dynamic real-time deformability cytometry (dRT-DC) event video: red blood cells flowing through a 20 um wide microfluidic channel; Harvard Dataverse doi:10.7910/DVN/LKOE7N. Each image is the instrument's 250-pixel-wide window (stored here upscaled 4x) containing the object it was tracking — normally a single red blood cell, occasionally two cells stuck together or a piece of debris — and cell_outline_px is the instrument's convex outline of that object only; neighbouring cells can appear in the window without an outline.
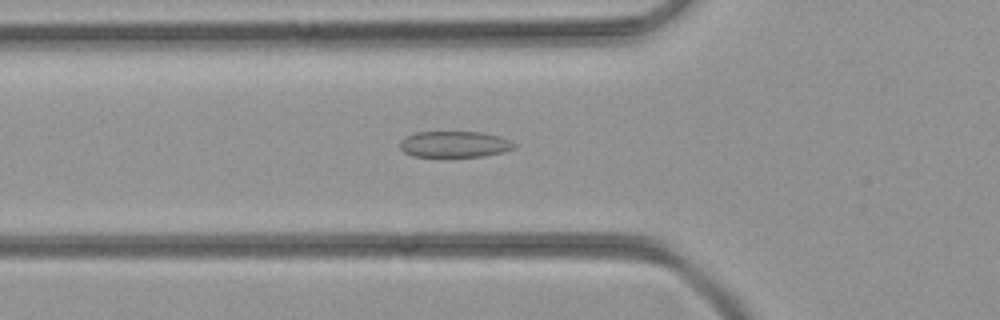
{"species": "common noctule bat (a hibernating species)", "species_latin": "Nyctalus noctula", "temperature_condition": "room temperature", "stored_images_in_passage": 34, "camera_frame_rate_fps": 3000, "um_per_image_px": 0.085, "animal": {"sex": "female", "body_mass_g": 21.9}, "frame": {"image": 1, "passage_image": 2, "time_ms": 0.333, "image_size_px": [1000, 320], "cell_outline_px": [[516, 144], [512, 148], [500, 152], [484, 156], [412, 156], [404, 152], [400, 148], [400, 140], [404, 136], [416, 132], [484, 132], [500, 136]], "centroid_in_image_um": [38.58, 12.25], "position_along_channel_um": 87.2, "area_um2": 17.28}}
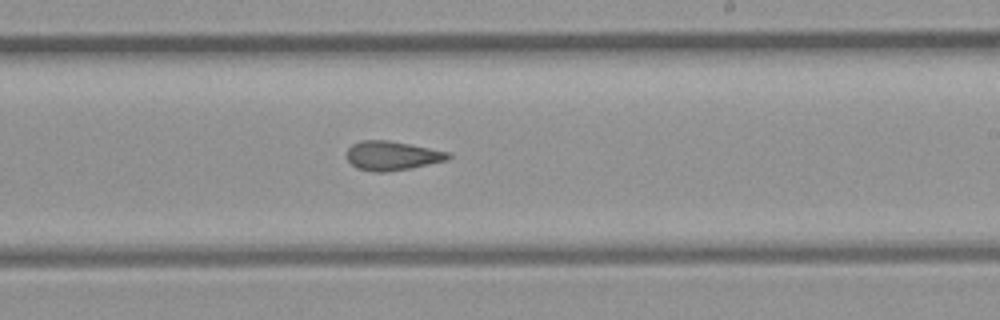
{"frame": {"image": 2, "passage_image": 14, "time_ms": 4.333, "image_size_px": [1000, 320], "cell_outline_px": [[452, 156], [448, 160], [408, 168], [384, 172], [376, 172], [356, 168], [348, 160], [348, 148], [352, 144], [360, 140], [388, 140], [448, 152]], "centroid_in_image_um": [33.3, 13.23], "position_along_channel_um": 255.7, "area_um2": 16.94}}
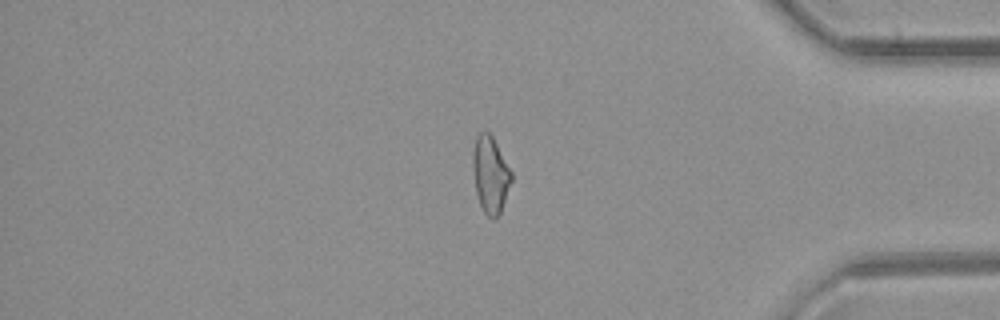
{"frame": {"image": 3, "passage_image": 26, "time_ms": 8.333, "image_size_px": [1000, 320], "cell_outline_px": [[512, 180], [500, 212], [496, 220], [492, 220], [484, 212], [480, 204], [476, 192], [472, 168], [472, 152], [476, 136], [480, 132], [488, 132], [492, 136], [512, 172]], "centroid_in_image_um": [41.67, 14.85], "position_along_channel_um": 393.5, "area_um2": 17.22}}